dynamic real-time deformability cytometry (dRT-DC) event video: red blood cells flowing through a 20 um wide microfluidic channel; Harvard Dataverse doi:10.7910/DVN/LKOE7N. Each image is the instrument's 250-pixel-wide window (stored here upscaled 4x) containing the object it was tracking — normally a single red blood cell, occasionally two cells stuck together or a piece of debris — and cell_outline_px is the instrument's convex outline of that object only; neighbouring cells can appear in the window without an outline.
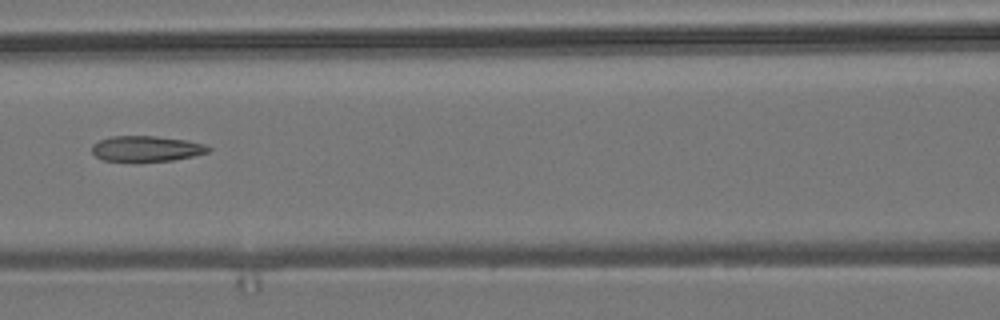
{"species": "common noctule bat (a hibernating species)", "species_latin": "Nyctalus noctula", "temperature_condition": "room temperature", "stored_images_in_passage": 6, "camera_frame_rate_fps": 3000, "um_per_image_px": 0.085, "animal": {"sex": "male", "body_mass_g": 19.2, "forearm_length_mm": 51.8}, "frame": {"image": 1, "passage_image": 6, "time_ms": 7.0, "image_size_px": [1000, 320], "cell_outline_px": [[212, 148], [208, 152], [192, 156], [172, 160], [136, 164], [104, 160], [96, 156], [92, 152], [92, 144], [100, 140], [112, 136], [156, 136], [188, 140], [204, 144]], "centroid_in_image_um": [12.42, 12.67], "position_along_channel_um": 154.2, "area_um2": 17.98}}